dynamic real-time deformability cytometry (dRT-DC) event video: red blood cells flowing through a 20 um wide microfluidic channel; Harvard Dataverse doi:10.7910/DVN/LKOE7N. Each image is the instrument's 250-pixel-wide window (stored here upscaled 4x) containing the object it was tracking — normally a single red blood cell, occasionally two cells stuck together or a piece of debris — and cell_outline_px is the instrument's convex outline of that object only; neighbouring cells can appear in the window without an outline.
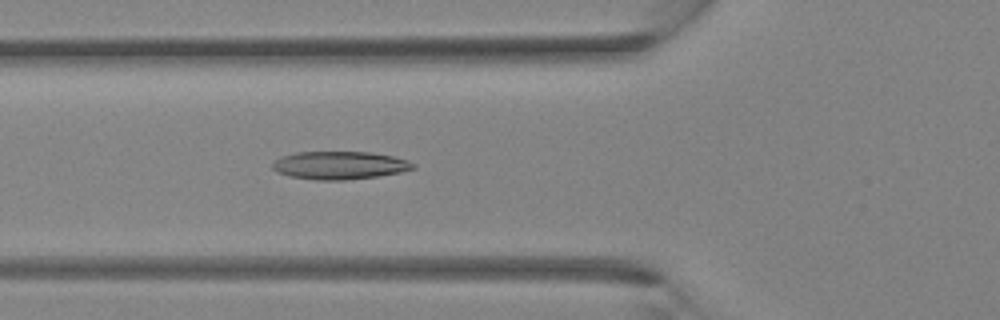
{"species": "Egyptian fruit bat (a non-hibernating species)", "species_latin": "Rousettus aegyptiacus", "temperature_condition": "room temperature", "stored_images_in_passage": 39, "segment_of_instrument_passage": [1, 2], "camera_frame_rate_fps": 3000, "um_per_image_px": 0.085, "animal": {"sex": "female"}, "frame": {"image": 1, "passage_image": 14, "time_ms": 4.333, "image_size_px": [1000, 320], "cell_outline_px": [[416, 168], [400, 172], [380, 176], [344, 180], [316, 180], [288, 176], [276, 172], [272, 168], [272, 164], [280, 156], [296, 152], [372, 152], [392, 156], [408, 160], [416, 164]], "centroid_in_image_um": [28.87, 14.05], "position_along_channel_um": 96.9, "area_um2": 23.12}}
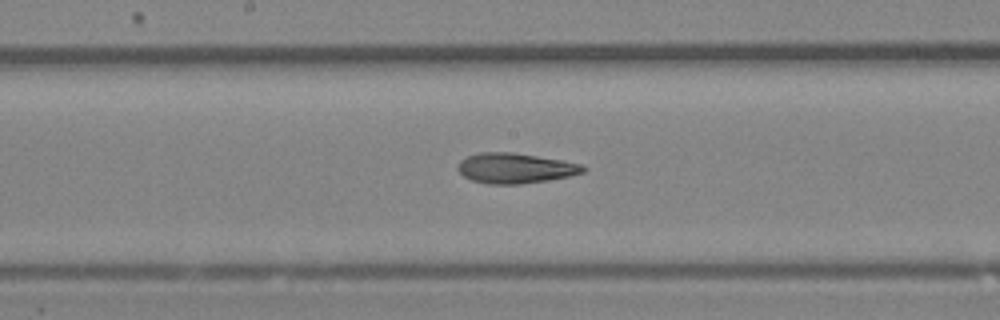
{"frame": {"image": 2, "passage_image": 20, "time_ms": 6.333, "image_size_px": [1000, 320], "cell_outline_px": [[588, 168], [584, 172], [568, 176], [548, 180], [520, 184], [488, 184], [472, 180], [464, 176], [456, 168], [460, 160], [468, 156], [480, 152], [512, 152], [564, 160], [584, 164]], "centroid_in_image_um": [43.82, 14.29], "position_along_channel_um": 204.4, "area_um2": 22.2}}
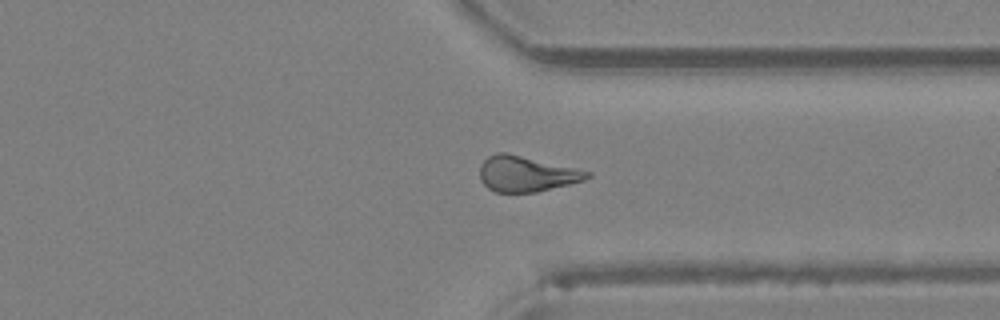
{"frame": {"image": 3, "passage_image": 29, "time_ms": 9.333, "image_size_px": [1000, 320], "cell_outline_px": [[592, 176], [584, 180], [536, 192], [496, 192], [488, 188], [480, 180], [480, 164], [488, 156], [496, 152], [508, 152], [592, 172]], "centroid_in_image_um": [44.72, 14.76], "position_along_channel_um": 366.7, "area_um2": 22.25}}